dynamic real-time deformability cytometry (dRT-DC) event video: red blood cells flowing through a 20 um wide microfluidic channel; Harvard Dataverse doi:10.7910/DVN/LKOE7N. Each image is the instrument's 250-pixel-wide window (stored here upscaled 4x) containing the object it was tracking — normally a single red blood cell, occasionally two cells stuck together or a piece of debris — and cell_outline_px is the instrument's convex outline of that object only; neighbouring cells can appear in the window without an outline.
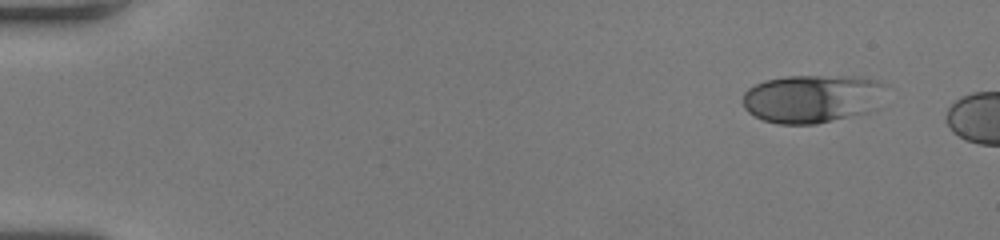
{"species": "human", "species_latin": "Homo sapiens", "temperature_condition": "room temperature", "stored_images_in_passage": 6, "camera_frame_rate_fps": 3000, "um_per_image_px": 0.085, "donor": {"sex": "female"}, "frame": {"image": 1, "passage_image": 1, "time_ms": 0.0, "image_size_px": [1000, 240], "cell_outline_px": [[884, 84], [868, 112], [816, 124], [780, 124], [764, 120], [748, 112], [744, 108], [744, 92], [748, 88], [764, 80], [788, 76], [852, 76], [876, 80]], "centroid_in_image_um": [68.92, 8.38], "position_along_channel_um": 16.1, "area_um2": 39.36}}